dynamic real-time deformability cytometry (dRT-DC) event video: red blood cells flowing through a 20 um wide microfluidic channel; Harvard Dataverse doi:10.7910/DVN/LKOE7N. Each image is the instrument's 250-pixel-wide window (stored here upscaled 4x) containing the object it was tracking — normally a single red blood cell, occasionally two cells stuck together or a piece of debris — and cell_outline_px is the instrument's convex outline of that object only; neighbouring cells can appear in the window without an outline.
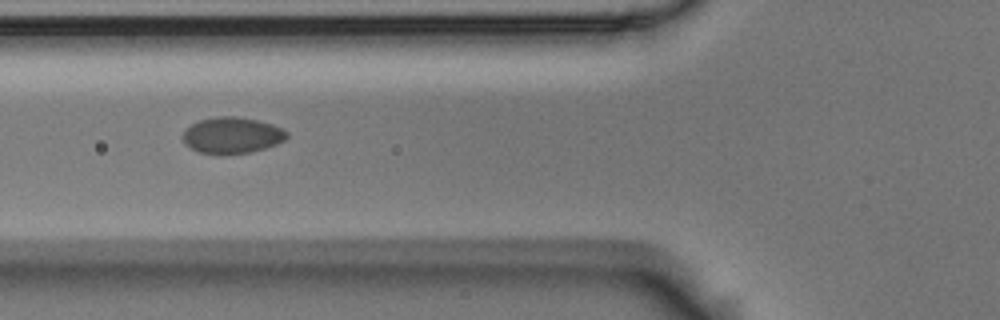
{"species": "Egyptian fruit bat (a non-hibernating species)", "species_latin": "Rousettus aegyptiacus", "temperature_condition": "room temperature", "stored_images_in_passage": 9, "camera_frame_rate_fps": 3000, "um_per_image_px": 0.085, "animal": {"sex": "male"}, "frame": {"image": 1, "passage_image": 6, "time_ms": 1.667, "image_size_px": [1000, 320], "cell_outline_px": [[288, 136], [284, 140], [276, 144], [252, 152], [224, 156], [216, 156], [200, 152], [184, 144], [184, 132], [192, 124], [200, 120], [216, 116], [236, 116], [256, 120], [272, 124], [288, 132]], "centroid_in_image_um": [19.72, 11.53], "position_along_channel_um": 106.1, "area_um2": 22.14}}
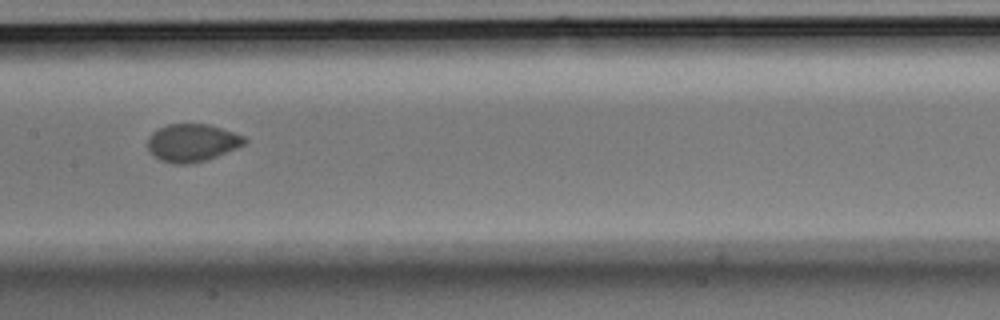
{"frame": {"image": 2, "passage_image": 8, "time_ms": 2.333, "image_size_px": [1000, 320], "cell_outline_px": [[248, 140], [244, 144], [236, 148], [216, 156], [204, 160], [188, 164], [172, 164], [160, 160], [152, 156], [148, 148], [148, 136], [152, 132], [168, 124], [208, 124], [244, 136]], "centroid_in_image_um": [16.29, 12.14], "position_along_channel_um": 191.1, "area_um2": 21.15}}
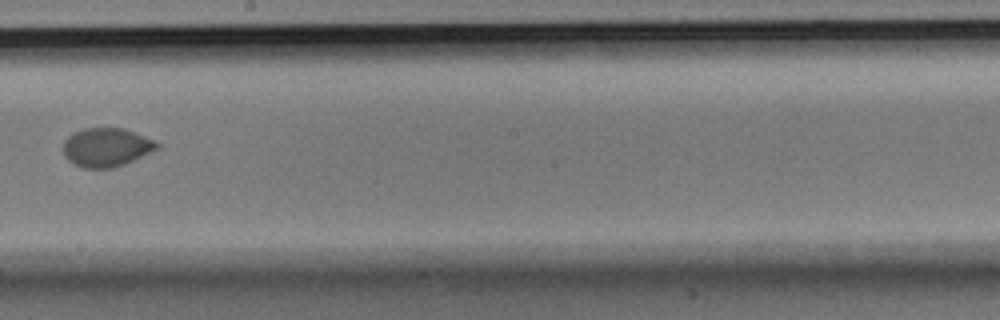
{"frame": {"image": 3, "passage_image": 9, "time_ms": 2.667, "image_size_px": [1000, 320], "cell_outline_px": [[160, 148], [124, 164], [112, 168], [84, 168], [68, 160], [64, 156], [64, 140], [68, 136], [84, 128], [124, 128], [156, 140], [160, 144]], "centroid_in_image_um": [9.08, 12.51], "position_along_channel_um": 239.1, "area_um2": 21.15}}